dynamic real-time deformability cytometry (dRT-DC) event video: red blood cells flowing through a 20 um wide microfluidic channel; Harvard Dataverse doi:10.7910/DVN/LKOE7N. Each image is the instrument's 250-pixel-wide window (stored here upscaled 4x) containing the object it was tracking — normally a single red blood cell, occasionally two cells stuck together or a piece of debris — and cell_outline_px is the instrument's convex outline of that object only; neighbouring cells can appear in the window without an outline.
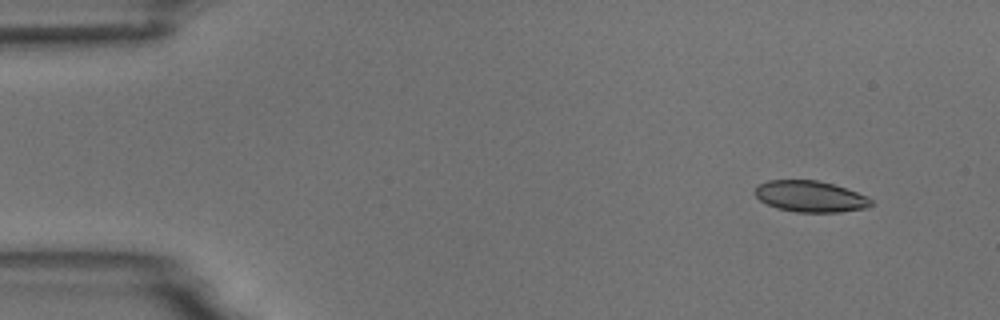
{"species": "common noctule bat (a hibernating species)", "species_latin": "Nyctalus noctula", "temperature_condition": "room temperature", "stored_images_in_passage": 3, "camera_frame_rate_fps": 3000, "um_per_image_px": 0.085, "animal": {"sex": "male", "body_mass_g": 18.8}, "frame": {"image": 1, "passage_image": 1, "time_ms": 0.0, "image_size_px": [1000, 320], "cell_outline_px": [[872, 204], [868, 208], [840, 212], [796, 212], [776, 208], [760, 200], [752, 192], [760, 184], [768, 180], [816, 180], [832, 184], [868, 196], [872, 200]], "centroid_in_image_um": [68.87, 16.7], "position_along_channel_um": 16.1, "area_um2": 21.1}}
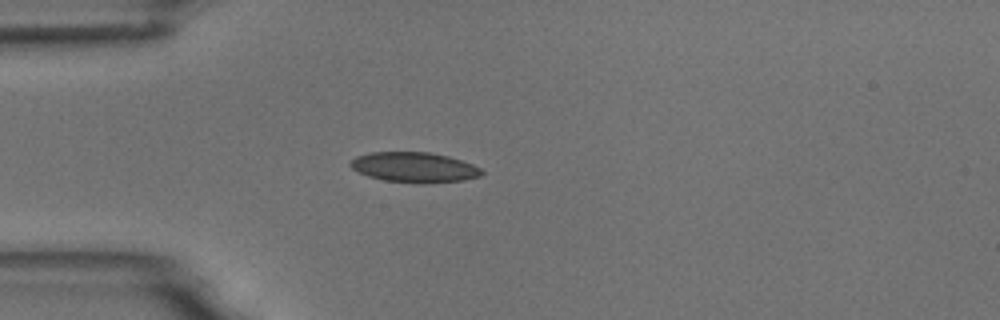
{"frame": {"image": 2, "passage_image": 3, "time_ms": 3.333, "image_size_px": [1000, 320], "cell_outline_px": [[484, 172], [480, 176], [464, 180], [424, 184], [420, 184], [384, 180], [368, 176], [352, 168], [348, 164], [356, 156], [372, 152], [428, 152], [448, 156], [472, 164], [480, 168]], "centroid_in_image_um": [35.22, 14.23], "position_along_channel_um": 49.8, "area_um2": 23.06}}